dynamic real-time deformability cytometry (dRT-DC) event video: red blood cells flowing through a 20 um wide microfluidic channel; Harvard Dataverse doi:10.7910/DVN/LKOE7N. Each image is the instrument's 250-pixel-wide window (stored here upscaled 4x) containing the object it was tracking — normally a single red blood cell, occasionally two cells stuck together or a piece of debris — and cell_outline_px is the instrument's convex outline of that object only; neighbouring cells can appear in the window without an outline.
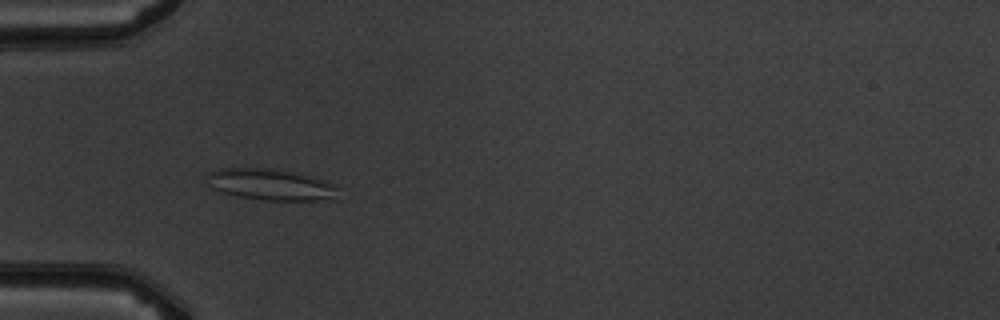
{"species": "common noctule bat (a hibernating species)", "species_latin": "Nyctalus noctula", "temperature_condition": "warm", "stored_images_in_passage": 5, "camera_frame_rate_fps": 3000, "um_per_image_px": 0.085, "animal": {"sex": "male", "body_mass_g": 19.5, "forearm_length_mm": 54.6}, "frame": {"image": 1, "passage_image": 4, "time_ms": 3.333, "image_size_px": [1000, 320], "cell_outline_px": [[336, 188], [328, 196], [316, 200], [264, 200], [236, 196], [220, 192], [212, 188], [208, 176], [208, 172], [220, 168], [268, 168], [292, 172], [312, 176], [336, 184]], "centroid_in_image_um": [22.89, 15.66], "position_along_channel_um": 62.1, "area_um2": 23.29}}
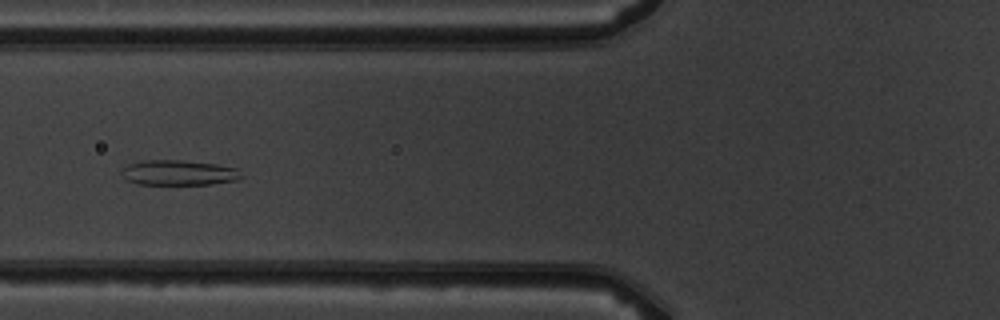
{"frame": {"image": 2, "passage_image": 5, "time_ms": 4.667, "image_size_px": [1000, 320], "cell_outline_px": [[244, 176], [236, 180], [212, 184], [136, 184], [124, 180], [120, 172], [128, 164], [144, 160], [180, 160], [216, 164], [236, 168]], "centroid_in_image_um": [15.15, 14.68], "position_along_channel_um": 110.6, "area_um2": 17.63}}